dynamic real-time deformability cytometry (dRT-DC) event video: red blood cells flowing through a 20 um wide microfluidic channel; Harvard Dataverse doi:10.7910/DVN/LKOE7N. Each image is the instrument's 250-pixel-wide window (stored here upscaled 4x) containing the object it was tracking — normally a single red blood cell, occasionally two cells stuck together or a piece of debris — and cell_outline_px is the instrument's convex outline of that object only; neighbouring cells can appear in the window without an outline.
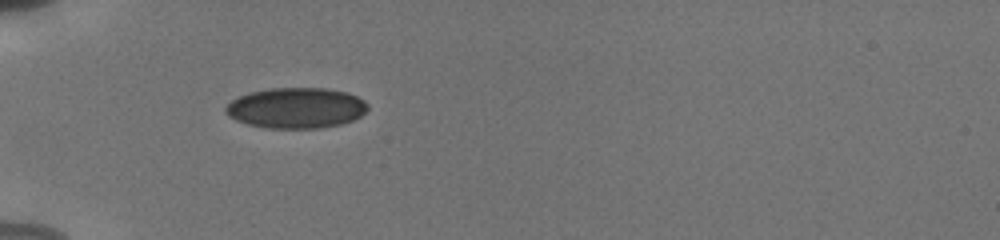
{"species": "human", "species_latin": "Homo sapiens", "temperature_condition": "cold", "stored_images_in_passage": 27, "camera_frame_rate_fps": 3000, "um_per_image_px": 0.085, "donor": {"sex": "male"}, "frame": {"image": 1, "passage_image": 1, "time_ms": 0.0, "image_size_px": [1000, 240], "cell_outline_px": [[368, 108], [360, 116], [352, 120], [340, 124], [320, 128], [264, 128], [248, 124], [236, 120], [228, 116], [224, 112], [224, 108], [232, 100], [240, 96], [252, 92], [268, 88], [324, 88], [344, 92], [356, 96], [364, 100], [368, 104]], "centroid_in_image_um": [25.15, 9.18], "position_along_channel_um": 59.8, "area_um2": 33.52}}
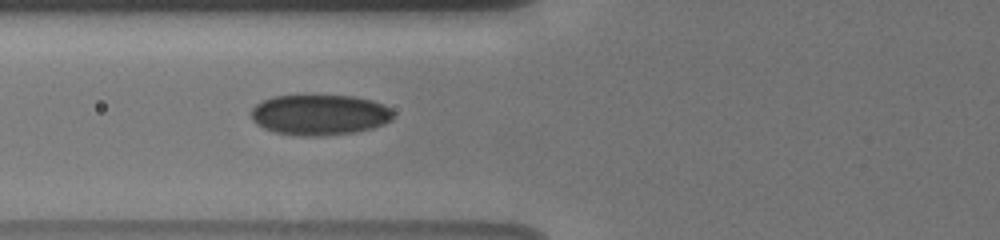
{"frame": {"image": 2, "passage_image": 9, "time_ms": 1.333, "image_size_px": [1000, 240], "cell_outline_px": [[392, 120], [384, 124], [372, 128], [356, 132], [320, 136], [300, 136], [272, 132], [256, 124], [252, 120], [252, 108], [256, 104], [272, 96], [304, 92], [308, 92], [352, 96], [372, 100], [384, 104], [392, 112]], "centroid_in_image_um": [27.13, 9.71], "position_along_channel_um": 98.7, "area_um2": 34.8}}
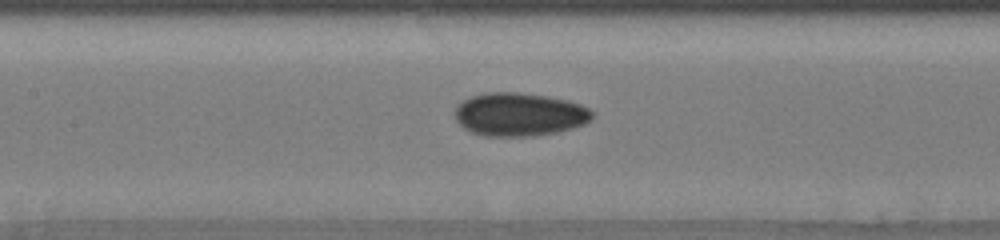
{"frame": {"image": 3, "passage_image": 21, "time_ms": 3.0, "image_size_px": [1000, 240], "cell_outline_px": [[592, 120], [584, 124], [572, 128], [556, 132], [536, 136], [484, 136], [472, 132], [464, 128], [456, 120], [456, 104], [472, 96], [484, 92], [516, 92], [544, 96], [568, 100], [580, 104], [588, 108], [592, 112]], "centroid_in_image_um": [44.14, 9.73], "position_along_channel_um": 163.3, "area_um2": 34.62}}